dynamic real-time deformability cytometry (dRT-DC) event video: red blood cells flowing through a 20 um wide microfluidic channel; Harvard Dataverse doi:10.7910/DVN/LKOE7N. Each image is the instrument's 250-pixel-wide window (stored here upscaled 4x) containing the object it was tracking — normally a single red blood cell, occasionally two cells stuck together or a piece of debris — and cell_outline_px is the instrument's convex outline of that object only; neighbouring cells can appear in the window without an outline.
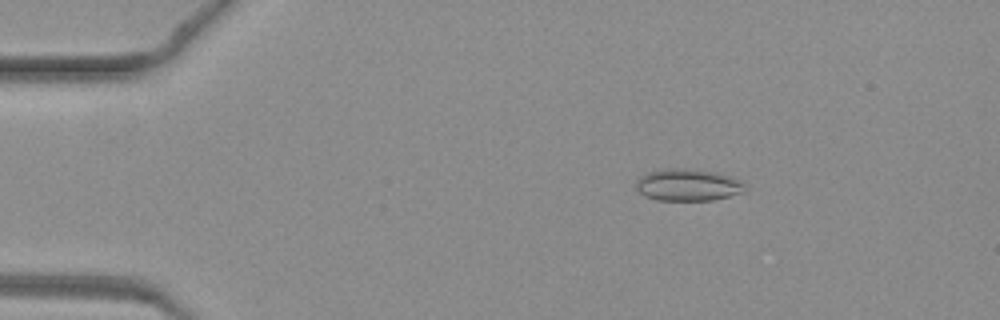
{"species": "common noctule bat (a hibernating species)", "species_latin": "Nyctalus noctula", "temperature_condition": "warm", "stored_images_in_passage": 42, "camera_frame_rate_fps": 3000, "um_per_image_px": 0.085, "animal": {"sex": "female", "body_mass_g": 19.3, "forearm_length_mm": 54.1}, "frame": {"image": 1, "passage_image": 4, "time_ms": 1.0, "image_size_px": [1000, 320], "cell_outline_px": [[748, 192], [712, 200], [656, 200], [644, 196], [636, 188], [636, 180], [640, 176], [648, 172], [664, 168], [684, 168], [716, 172], [740, 180], [748, 188]], "centroid_in_image_um": [58.49, 15.72], "position_along_channel_um": 26.5, "area_um2": 20.58}}
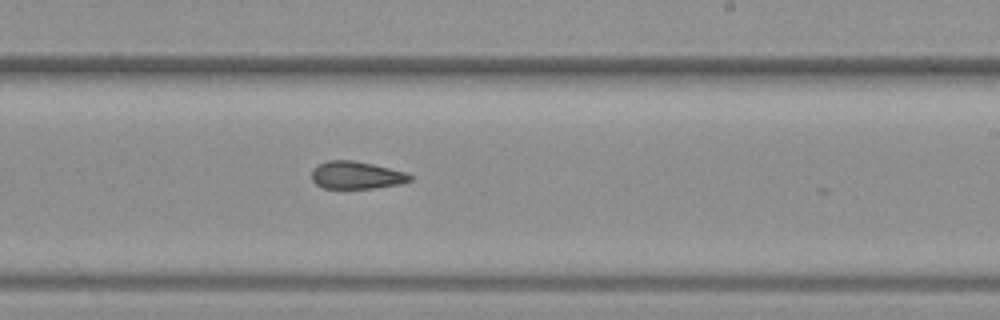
{"frame": {"image": 2, "passage_image": 24, "time_ms": 7.667, "image_size_px": [1000, 320], "cell_outline_px": [[412, 180], [400, 184], [372, 188], [324, 188], [316, 184], [312, 180], [312, 168], [328, 160], [352, 160], [372, 164], [408, 172], [412, 176]], "centroid_in_image_um": [30.31, 14.89], "position_along_channel_um": 258.7, "area_um2": 15.78}}
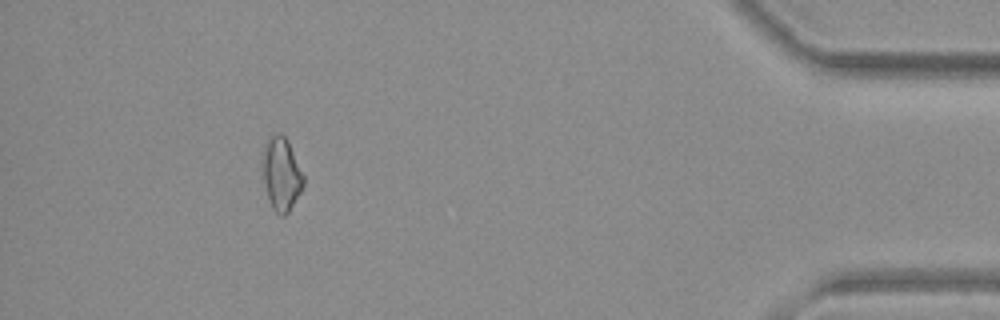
{"frame": {"image": 3, "passage_image": 38, "time_ms": 12.333, "image_size_px": [1000, 320], "cell_outline_px": [[304, 184], [300, 192], [288, 212], [284, 216], [280, 216], [272, 208], [264, 184], [264, 144], [276, 132], [280, 132], [288, 140], [304, 176]], "centroid_in_image_um": [23.94, 14.79], "position_along_channel_um": 411.3, "area_um2": 17.05}}